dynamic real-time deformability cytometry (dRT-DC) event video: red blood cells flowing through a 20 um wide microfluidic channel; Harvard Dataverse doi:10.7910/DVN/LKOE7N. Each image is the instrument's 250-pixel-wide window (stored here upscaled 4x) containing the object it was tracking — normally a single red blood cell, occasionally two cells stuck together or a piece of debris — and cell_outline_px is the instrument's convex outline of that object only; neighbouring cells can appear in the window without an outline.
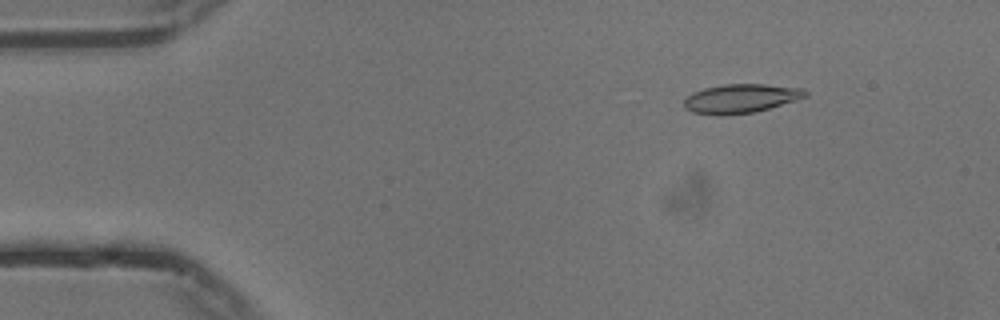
{"species": "common noctule bat (a hibernating species)", "species_latin": "Nyctalus noctula", "temperature_condition": "cold", "stored_images_in_passage": 17, "camera_frame_rate_fps": 3000, "um_per_image_px": 0.085, "animal": {"sex": "male", "body_mass_g": 13.3}, "frame": {"image": 1, "passage_image": 7, "time_ms": 2.0, "image_size_px": [1000, 320], "cell_outline_px": [[808, 96], [796, 100], [756, 112], [720, 116], [716, 116], [692, 112], [684, 108], [684, 100], [692, 92], [704, 88], [724, 84], [764, 84], [804, 88], [808, 92]], "centroid_in_image_um": [62.96, 8.38], "position_along_channel_um": 22.0, "area_um2": 20.75}}
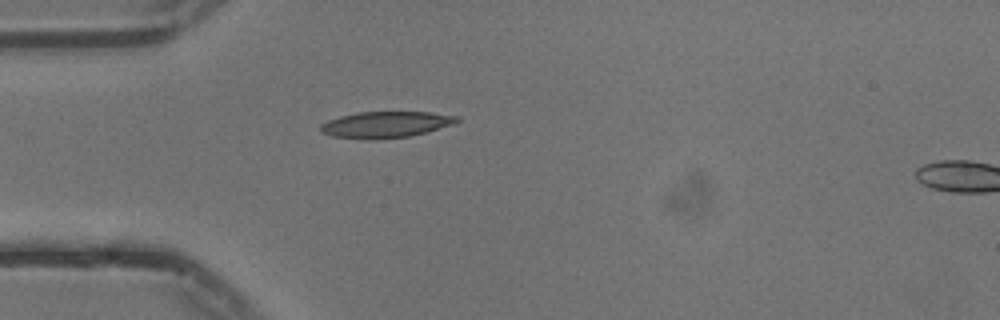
{"frame": {"image": 2, "passage_image": 15, "time_ms": 4.667, "image_size_px": [1000, 320], "cell_outline_px": [[460, 120], [452, 124], [428, 132], [412, 136], [376, 140], [368, 140], [332, 136], [320, 132], [320, 124], [328, 120], [340, 116], [356, 112], [428, 112], [460, 116]], "centroid_in_image_um": [32.77, 10.6], "position_along_channel_um": 52.2, "area_um2": 21.15}}